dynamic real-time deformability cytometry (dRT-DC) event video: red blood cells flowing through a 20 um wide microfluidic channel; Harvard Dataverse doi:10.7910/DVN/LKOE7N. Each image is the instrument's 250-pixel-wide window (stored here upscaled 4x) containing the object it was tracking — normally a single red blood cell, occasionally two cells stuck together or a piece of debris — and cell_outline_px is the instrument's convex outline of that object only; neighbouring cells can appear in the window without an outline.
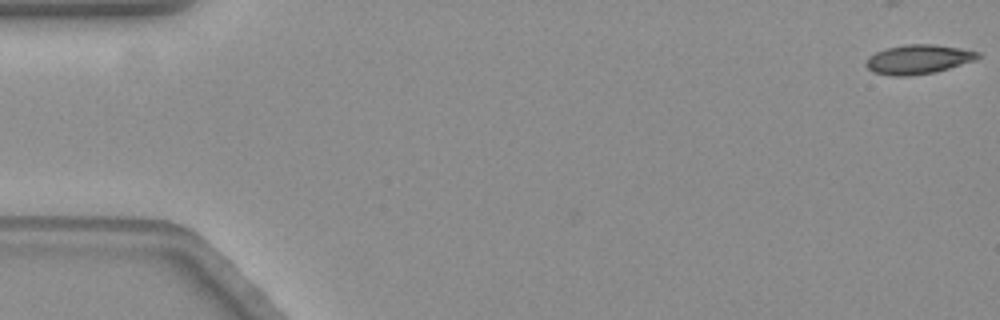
{"species": "common noctule bat (a hibernating species)", "species_latin": "Nyctalus noctula", "temperature_condition": "warm", "stored_images_in_passage": 58, "camera_frame_rate_fps": 3000, "um_per_image_px": 0.085, "animal": {"sex": "female", "body_mass_g": 19.3, "forearm_length_mm": 54.1}, "frame": {"image": 1, "passage_image": 1, "time_ms": 0.0, "image_size_px": [1000, 320], "cell_outline_px": [[980, 56], [976, 60], [936, 72], [908, 76], [892, 76], [872, 72], [864, 64], [868, 56], [876, 52], [888, 48], [908, 44], [932, 44], [980, 52]], "centroid_in_image_um": [78.02, 5.06], "position_along_channel_um": 7.0, "area_um2": 19.02}}
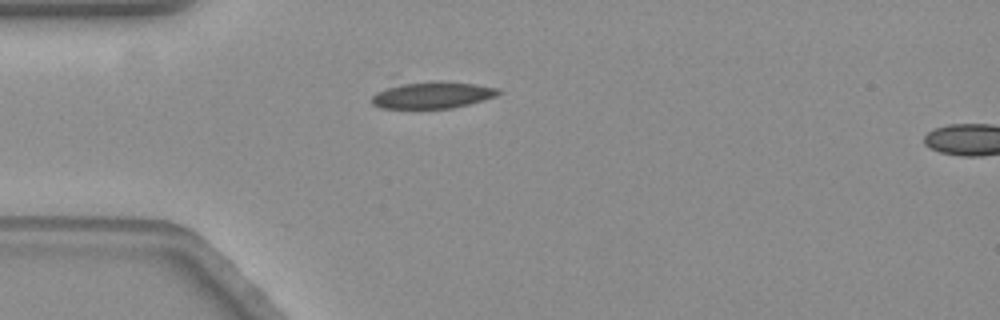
{"frame": {"image": 2, "passage_image": 16, "time_ms": 5.0, "image_size_px": [1000, 320], "cell_outline_px": [[500, 92], [496, 96], [484, 100], [452, 108], [380, 108], [372, 104], [372, 96], [376, 92], [388, 88], [404, 84], [476, 84], [500, 88]], "centroid_in_image_um": [36.77, 8.14], "position_along_channel_um": 48.2, "area_um2": 18.5}}
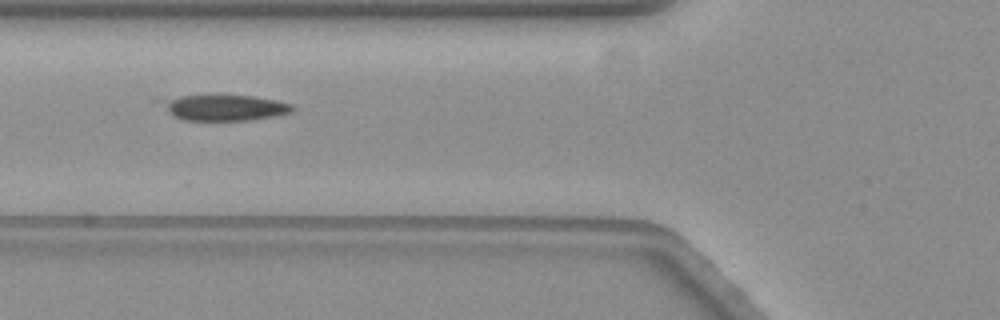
{"frame": {"image": 3, "passage_image": 22, "time_ms": 7.0, "image_size_px": [1000, 320], "cell_outline_px": [[292, 112], [272, 116], [248, 120], [184, 120], [168, 112], [164, 100], [180, 96], [252, 96], [276, 100], [292, 104]], "centroid_in_image_um": [19.16, 9.16], "position_along_channel_um": 106.6, "area_um2": 18.84}, "authors_computed_cell_mechanics": {"area_um2": 19.4786, "velocity_mm_per_s": 3.5499, "shape_relaxation_time_tau1_ms": 3.8766, "shape_relaxation_time_tau2_ms": 4.44, "deformation_change_tau1": 0.1782, "deformation_change_tau2": 0.074}}